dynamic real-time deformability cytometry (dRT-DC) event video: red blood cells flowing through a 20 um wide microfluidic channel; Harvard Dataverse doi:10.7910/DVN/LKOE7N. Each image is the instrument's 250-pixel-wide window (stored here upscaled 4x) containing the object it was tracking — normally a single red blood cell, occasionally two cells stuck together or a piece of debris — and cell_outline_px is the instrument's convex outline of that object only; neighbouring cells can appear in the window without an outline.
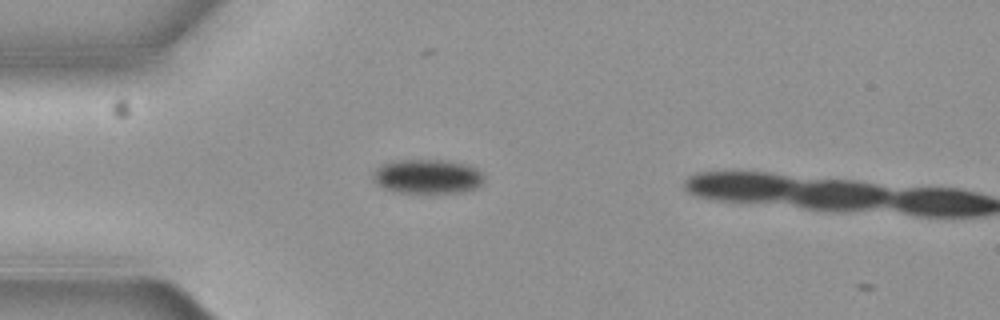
{"species": "common noctule bat (a hibernating species)", "species_latin": "Nyctalus noctula", "temperature_condition": "cold", "stored_images_in_passage": 4, "camera_frame_rate_fps": 3000, "um_per_image_px": 0.085, "animal": {"sex": "female", "body_mass_g": 19.3, "forearm_length_mm": 54.1}, "frame": {"image": 1, "passage_image": 3, "time_ms": 0.667, "image_size_px": [1000, 320], "cell_outline_px": [[480, 184], [476, 188], [460, 192], [400, 192], [384, 188], [372, 180], [372, 172], [376, 168], [392, 160], [444, 160], [464, 164], [476, 168], [480, 172]], "centroid_in_image_um": [36.25, 14.98], "position_along_channel_um": 48.7, "area_um2": 21.79}}